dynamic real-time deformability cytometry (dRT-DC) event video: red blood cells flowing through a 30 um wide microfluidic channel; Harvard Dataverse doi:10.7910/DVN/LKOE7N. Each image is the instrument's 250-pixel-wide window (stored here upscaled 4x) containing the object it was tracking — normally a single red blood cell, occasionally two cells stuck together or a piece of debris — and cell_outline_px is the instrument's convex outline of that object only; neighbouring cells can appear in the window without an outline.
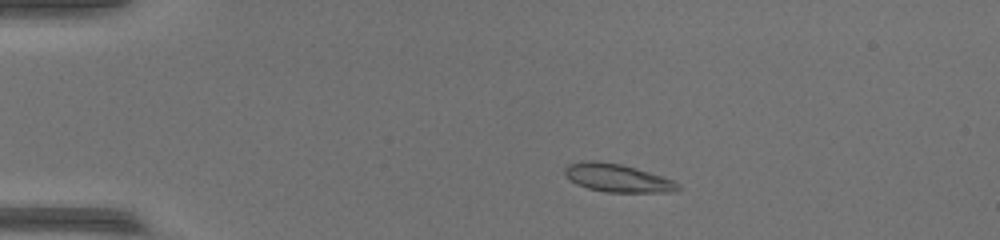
{"species": "common noctule bat (a hibernating species)", "species_latin": "Nyctalus noctula", "temperature_condition": "warm", "stored_images_in_passage": 49, "camera_frame_rate_fps": 3000, "um_per_image_px": 0.085, "animal": {"sex": "female", "body_mass_g": 17.0, "forearm_length_mm": 48.0}, "frame": {"image": 1, "passage_image": 7, "time_ms": 2.0, "image_size_px": [1000, 240], "cell_outline_px": [[680, 188], [672, 192], [608, 192], [588, 188], [576, 184], [564, 176], [564, 168], [568, 164], [584, 160], [596, 160], [620, 164], [636, 168], [672, 180], [680, 184]], "centroid_in_image_um": [52.42, 15.12], "position_along_channel_um": 32.6, "area_um2": 18.5}}
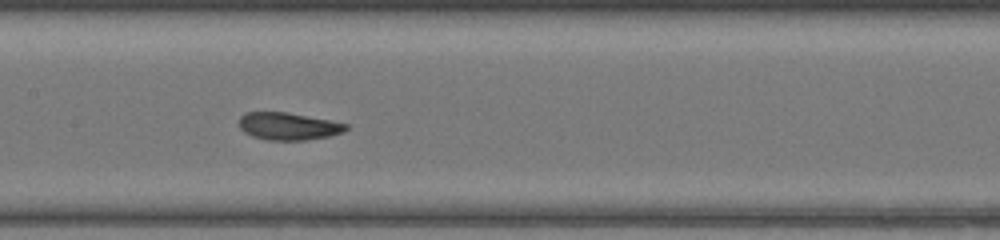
{"frame": {"image": 2, "passage_image": 23, "time_ms": 7.333, "image_size_px": [1000, 240], "cell_outline_px": [[348, 128], [344, 132], [328, 136], [308, 140], [268, 140], [252, 136], [244, 132], [240, 128], [240, 116], [244, 112], [288, 112], [348, 124]], "centroid_in_image_um": [24.5, 10.73], "position_along_channel_um": 182.9, "area_um2": 17.05}}
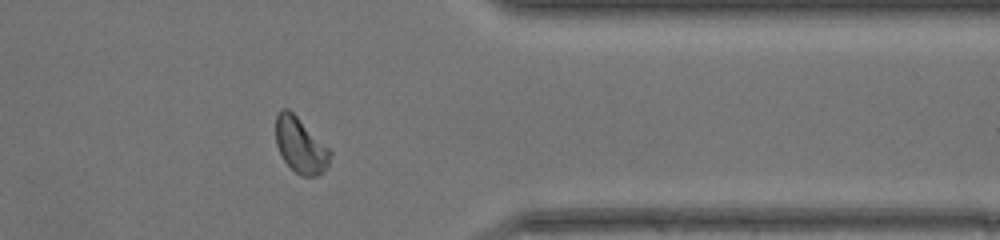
{"frame": {"image": 3, "passage_image": 39, "time_ms": 12.667, "image_size_px": [1000, 240], "cell_outline_px": [[332, 152], [328, 164], [316, 176], [300, 176], [284, 160], [276, 144], [276, 116], [280, 108], [288, 108]], "centroid_in_image_um": [25.51, 12.34], "position_along_channel_um": 385.9, "area_um2": 17.05}}